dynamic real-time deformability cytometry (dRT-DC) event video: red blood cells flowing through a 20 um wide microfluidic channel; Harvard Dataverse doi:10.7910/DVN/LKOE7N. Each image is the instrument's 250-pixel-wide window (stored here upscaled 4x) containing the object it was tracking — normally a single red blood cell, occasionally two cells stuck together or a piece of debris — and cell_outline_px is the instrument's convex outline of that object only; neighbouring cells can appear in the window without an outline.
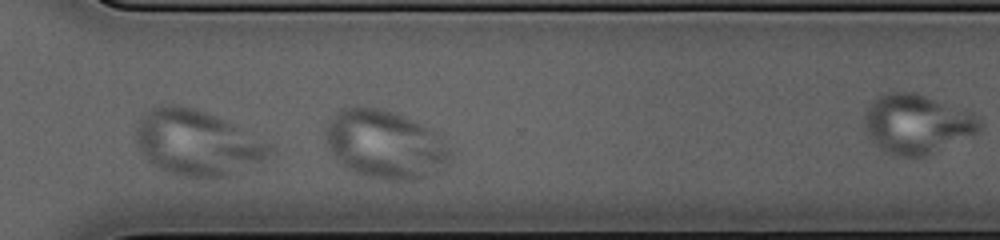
{"species": "common noctule bat (a hibernating species)", "species_latin": "Nyctalus noctula", "temperature_condition": "cold", "stored_images_in_passage": 29, "camera_frame_rate_fps": 3000, "um_per_image_px": 0.085, "animal": {"sex": "female", "body_mass_g": 23.0, "forearm_length_mm": 53.4}, "frame": {"image": 1, "passage_image": 25, "time_ms": 8.0, "image_size_px": [1000, 240], "cell_outline_px": [[452, 160], [448, 164], [436, 172], [428, 176], [416, 180], [388, 180], [368, 176], [356, 172], [348, 168], [336, 160], [324, 136], [324, 132], [328, 120], [336, 112], [344, 108], [356, 104], [380, 108], [404, 116], [432, 128], [452, 148]], "centroid_in_image_um": [32.76, 12.25], "position_along_channel_um": 337.8, "area_um2": 50.52}}